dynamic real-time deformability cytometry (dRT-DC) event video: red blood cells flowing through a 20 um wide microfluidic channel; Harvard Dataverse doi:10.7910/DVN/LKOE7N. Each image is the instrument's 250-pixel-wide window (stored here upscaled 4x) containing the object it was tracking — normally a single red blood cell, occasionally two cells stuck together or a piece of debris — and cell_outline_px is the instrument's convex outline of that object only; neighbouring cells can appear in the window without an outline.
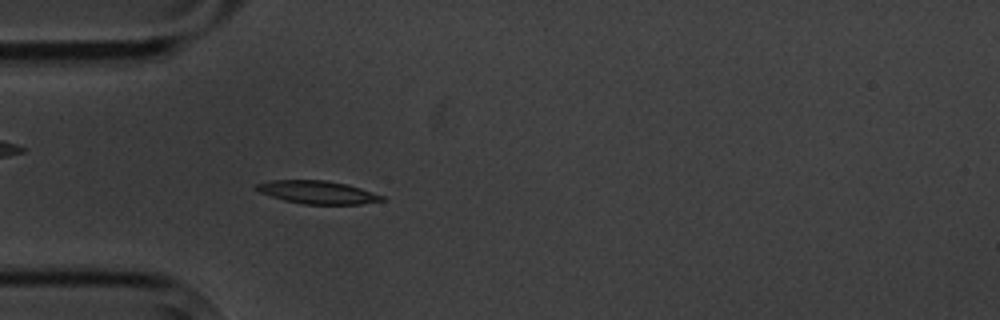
{"species": "common noctule bat (a hibernating species)", "species_latin": "Nyctalus noctula", "temperature_condition": "cold", "stored_images_in_passage": 5, "camera_frame_rate_fps": 3000, "um_per_image_px": 0.085, "animal": {"sex": "male", "body_mass_g": 20.1, "forearm_length_mm": 53.5}, "frame": {"image": 1, "passage_image": 5, "time_ms": 5.667, "image_size_px": [1000, 320], "cell_outline_px": [[384, 200], [360, 204], [304, 204], [284, 200], [260, 192], [252, 188], [256, 184], [272, 180], [324, 180], [348, 184], [384, 196]], "centroid_in_image_um": [26.96, 16.33], "position_along_channel_um": 58.0, "area_um2": 16.7}}